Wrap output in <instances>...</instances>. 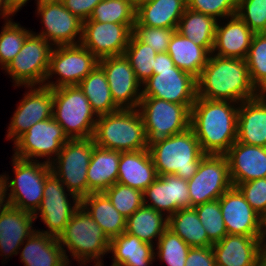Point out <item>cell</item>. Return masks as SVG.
<instances>
[{
	"instance_id": "38",
	"label": "cell",
	"mask_w": 266,
	"mask_h": 266,
	"mask_svg": "<svg viewBox=\"0 0 266 266\" xmlns=\"http://www.w3.org/2000/svg\"><path fill=\"white\" fill-rule=\"evenodd\" d=\"M85 21L125 24L132 31L136 22V9L128 0H102Z\"/></svg>"
},
{
	"instance_id": "30",
	"label": "cell",
	"mask_w": 266,
	"mask_h": 266,
	"mask_svg": "<svg viewBox=\"0 0 266 266\" xmlns=\"http://www.w3.org/2000/svg\"><path fill=\"white\" fill-rule=\"evenodd\" d=\"M109 253L116 266H150L157 258L154 245L126 232L110 240Z\"/></svg>"
},
{
	"instance_id": "48",
	"label": "cell",
	"mask_w": 266,
	"mask_h": 266,
	"mask_svg": "<svg viewBox=\"0 0 266 266\" xmlns=\"http://www.w3.org/2000/svg\"><path fill=\"white\" fill-rule=\"evenodd\" d=\"M236 187L250 206L264 218L266 216V178L240 183Z\"/></svg>"
},
{
	"instance_id": "55",
	"label": "cell",
	"mask_w": 266,
	"mask_h": 266,
	"mask_svg": "<svg viewBox=\"0 0 266 266\" xmlns=\"http://www.w3.org/2000/svg\"><path fill=\"white\" fill-rule=\"evenodd\" d=\"M255 266H266V249L258 256Z\"/></svg>"
},
{
	"instance_id": "16",
	"label": "cell",
	"mask_w": 266,
	"mask_h": 266,
	"mask_svg": "<svg viewBox=\"0 0 266 266\" xmlns=\"http://www.w3.org/2000/svg\"><path fill=\"white\" fill-rule=\"evenodd\" d=\"M36 6V14L41 16V23L44 25V29L36 35L46 39L54 47L80 44L83 21L66 9L62 2Z\"/></svg>"
},
{
	"instance_id": "58",
	"label": "cell",
	"mask_w": 266,
	"mask_h": 266,
	"mask_svg": "<svg viewBox=\"0 0 266 266\" xmlns=\"http://www.w3.org/2000/svg\"><path fill=\"white\" fill-rule=\"evenodd\" d=\"M263 239L266 246V216L263 218Z\"/></svg>"
},
{
	"instance_id": "41",
	"label": "cell",
	"mask_w": 266,
	"mask_h": 266,
	"mask_svg": "<svg viewBox=\"0 0 266 266\" xmlns=\"http://www.w3.org/2000/svg\"><path fill=\"white\" fill-rule=\"evenodd\" d=\"M249 77L259 93H266V38L255 33L246 57Z\"/></svg>"
},
{
	"instance_id": "45",
	"label": "cell",
	"mask_w": 266,
	"mask_h": 266,
	"mask_svg": "<svg viewBox=\"0 0 266 266\" xmlns=\"http://www.w3.org/2000/svg\"><path fill=\"white\" fill-rule=\"evenodd\" d=\"M237 7L238 0H187L188 9L210 15L216 20L236 15Z\"/></svg>"
},
{
	"instance_id": "5",
	"label": "cell",
	"mask_w": 266,
	"mask_h": 266,
	"mask_svg": "<svg viewBox=\"0 0 266 266\" xmlns=\"http://www.w3.org/2000/svg\"><path fill=\"white\" fill-rule=\"evenodd\" d=\"M92 138L101 148L121 152L144 150L149 146L138 109H119L98 116Z\"/></svg>"
},
{
	"instance_id": "35",
	"label": "cell",
	"mask_w": 266,
	"mask_h": 266,
	"mask_svg": "<svg viewBox=\"0 0 266 266\" xmlns=\"http://www.w3.org/2000/svg\"><path fill=\"white\" fill-rule=\"evenodd\" d=\"M79 88L89 100L97 116L119 110L111 95V90L103 69L97 65L79 84Z\"/></svg>"
},
{
	"instance_id": "9",
	"label": "cell",
	"mask_w": 266,
	"mask_h": 266,
	"mask_svg": "<svg viewBox=\"0 0 266 266\" xmlns=\"http://www.w3.org/2000/svg\"><path fill=\"white\" fill-rule=\"evenodd\" d=\"M192 105L142 97L137 109L143 119L148 142L186 131L190 127Z\"/></svg>"
},
{
	"instance_id": "26",
	"label": "cell",
	"mask_w": 266,
	"mask_h": 266,
	"mask_svg": "<svg viewBox=\"0 0 266 266\" xmlns=\"http://www.w3.org/2000/svg\"><path fill=\"white\" fill-rule=\"evenodd\" d=\"M237 141L266 147V93L239 104Z\"/></svg>"
},
{
	"instance_id": "8",
	"label": "cell",
	"mask_w": 266,
	"mask_h": 266,
	"mask_svg": "<svg viewBox=\"0 0 266 266\" xmlns=\"http://www.w3.org/2000/svg\"><path fill=\"white\" fill-rule=\"evenodd\" d=\"M95 146L92 137L69 139L50 164L51 171L80 200L88 196L87 171Z\"/></svg>"
},
{
	"instance_id": "12",
	"label": "cell",
	"mask_w": 266,
	"mask_h": 266,
	"mask_svg": "<svg viewBox=\"0 0 266 266\" xmlns=\"http://www.w3.org/2000/svg\"><path fill=\"white\" fill-rule=\"evenodd\" d=\"M65 188L52 171L46 176L43 199L34 218L36 220L40 217L48 230H38L39 232L58 238L65 231L75 210L81 205L80 199Z\"/></svg>"
},
{
	"instance_id": "7",
	"label": "cell",
	"mask_w": 266,
	"mask_h": 266,
	"mask_svg": "<svg viewBox=\"0 0 266 266\" xmlns=\"http://www.w3.org/2000/svg\"><path fill=\"white\" fill-rule=\"evenodd\" d=\"M53 118L69 139L93 137L98 116L78 85L53 89Z\"/></svg>"
},
{
	"instance_id": "36",
	"label": "cell",
	"mask_w": 266,
	"mask_h": 266,
	"mask_svg": "<svg viewBox=\"0 0 266 266\" xmlns=\"http://www.w3.org/2000/svg\"><path fill=\"white\" fill-rule=\"evenodd\" d=\"M167 228L180 236L190 247H211L213 245L193 207L179 209L170 215Z\"/></svg>"
},
{
	"instance_id": "60",
	"label": "cell",
	"mask_w": 266,
	"mask_h": 266,
	"mask_svg": "<svg viewBox=\"0 0 266 266\" xmlns=\"http://www.w3.org/2000/svg\"><path fill=\"white\" fill-rule=\"evenodd\" d=\"M69 264H70V263L68 262L65 266H70ZM80 265H81V266H85L86 264H82V263H81ZM94 266H104V264H103V265L95 264Z\"/></svg>"
},
{
	"instance_id": "34",
	"label": "cell",
	"mask_w": 266,
	"mask_h": 266,
	"mask_svg": "<svg viewBox=\"0 0 266 266\" xmlns=\"http://www.w3.org/2000/svg\"><path fill=\"white\" fill-rule=\"evenodd\" d=\"M168 218L161 212L143 205L126 219L125 232L154 245L167 229Z\"/></svg>"
},
{
	"instance_id": "43",
	"label": "cell",
	"mask_w": 266,
	"mask_h": 266,
	"mask_svg": "<svg viewBox=\"0 0 266 266\" xmlns=\"http://www.w3.org/2000/svg\"><path fill=\"white\" fill-rule=\"evenodd\" d=\"M126 219L144 205L143 192L116 182L103 192Z\"/></svg>"
},
{
	"instance_id": "32",
	"label": "cell",
	"mask_w": 266,
	"mask_h": 266,
	"mask_svg": "<svg viewBox=\"0 0 266 266\" xmlns=\"http://www.w3.org/2000/svg\"><path fill=\"white\" fill-rule=\"evenodd\" d=\"M80 203L102 228L109 240L125 232L126 218L114 208L103 192L91 193L83 197Z\"/></svg>"
},
{
	"instance_id": "61",
	"label": "cell",
	"mask_w": 266,
	"mask_h": 266,
	"mask_svg": "<svg viewBox=\"0 0 266 266\" xmlns=\"http://www.w3.org/2000/svg\"><path fill=\"white\" fill-rule=\"evenodd\" d=\"M0 67H2L1 69L5 70V68L2 66V64L0 63Z\"/></svg>"
},
{
	"instance_id": "39",
	"label": "cell",
	"mask_w": 266,
	"mask_h": 266,
	"mask_svg": "<svg viewBox=\"0 0 266 266\" xmlns=\"http://www.w3.org/2000/svg\"><path fill=\"white\" fill-rule=\"evenodd\" d=\"M156 54L157 52L150 45L141 42L133 33L131 34L124 55L141 84L153 75Z\"/></svg>"
},
{
	"instance_id": "2",
	"label": "cell",
	"mask_w": 266,
	"mask_h": 266,
	"mask_svg": "<svg viewBox=\"0 0 266 266\" xmlns=\"http://www.w3.org/2000/svg\"><path fill=\"white\" fill-rule=\"evenodd\" d=\"M260 93L252 85L246 60L223 58L210 53L197 78V97L242 103Z\"/></svg>"
},
{
	"instance_id": "49",
	"label": "cell",
	"mask_w": 266,
	"mask_h": 266,
	"mask_svg": "<svg viewBox=\"0 0 266 266\" xmlns=\"http://www.w3.org/2000/svg\"><path fill=\"white\" fill-rule=\"evenodd\" d=\"M185 266H216L211 247H191L187 253Z\"/></svg>"
},
{
	"instance_id": "4",
	"label": "cell",
	"mask_w": 266,
	"mask_h": 266,
	"mask_svg": "<svg viewBox=\"0 0 266 266\" xmlns=\"http://www.w3.org/2000/svg\"><path fill=\"white\" fill-rule=\"evenodd\" d=\"M58 240L70 264L71 261L66 254L68 250L71 258L73 256L78 264L94 261V264L103 265L102 259L109 253L110 240L82 205L75 210Z\"/></svg>"
},
{
	"instance_id": "18",
	"label": "cell",
	"mask_w": 266,
	"mask_h": 266,
	"mask_svg": "<svg viewBox=\"0 0 266 266\" xmlns=\"http://www.w3.org/2000/svg\"><path fill=\"white\" fill-rule=\"evenodd\" d=\"M98 65L106 75L115 104L120 109H137L142 98V84L125 55L100 59Z\"/></svg>"
},
{
	"instance_id": "20",
	"label": "cell",
	"mask_w": 266,
	"mask_h": 266,
	"mask_svg": "<svg viewBox=\"0 0 266 266\" xmlns=\"http://www.w3.org/2000/svg\"><path fill=\"white\" fill-rule=\"evenodd\" d=\"M219 203L227 234L263 236V218L237 187L227 190L219 198Z\"/></svg>"
},
{
	"instance_id": "21",
	"label": "cell",
	"mask_w": 266,
	"mask_h": 266,
	"mask_svg": "<svg viewBox=\"0 0 266 266\" xmlns=\"http://www.w3.org/2000/svg\"><path fill=\"white\" fill-rule=\"evenodd\" d=\"M143 197L145 206L163 213L167 218L179 209L191 208L187 180L174 174L158 176L145 189Z\"/></svg>"
},
{
	"instance_id": "17",
	"label": "cell",
	"mask_w": 266,
	"mask_h": 266,
	"mask_svg": "<svg viewBox=\"0 0 266 266\" xmlns=\"http://www.w3.org/2000/svg\"><path fill=\"white\" fill-rule=\"evenodd\" d=\"M29 89L12 115L6 139L16 141L34 124L53 117V89L45 86H26Z\"/></svg>"
},
{
	"instance_id": "28",
	"label": "cell",
	"mask_w": 266,
	"mask_h": 266,
	"mask_svg": "<svg viewBox=\"0 0 266 266\" xmlns=\"http://www.w3.org/2000/svg\"><path fill=\"white\" fill-rule=\"evenodd\" d=\"M21 246H24L20 253L24 266H65L68 263L58 238L38 230H35Z\"/></svg>"
},
{
	"instance_id": "59",
	"label": "cell",
	"mask_w": 266,
	"mask_h": 266,
	"mask_svg": "<svg viewBox=\"0 0 266 266\" xmlns=\"http://www.w3.org/2000/svg\"><path fill=\"white\" fill-rule=\"evenodd\" d=\"M258 33L266 38V21L263 28Z\"/></svg>"
},
{
	"instance_id": "40",
	"label": "cell",
	"mask_w": 266,
	"mask_h": 266,
	"mask_svg": "<svg viewBox=\"0 0 266 266\" xmlns=\"http://www.w3.org/2000/svg\"><path fill=\"white\" fill-rule=\"evenodd\" d=\"M4 20L5 23L0 32V63L6 68L19 53L32 31L22 27L20 23L12 21V17Z\"/></svg>"
},
{
	"instance_id": "51",
	"label": "cell",
	"mask_w": 266,
	"mask_h": 266,
	"mask_svg": "<svg viewBox=\"0 0 266 266\" xmlns=\"http://www.w3.org/2000/svg\"><path fill=\"white\" fill-rule=\"evenodd\" d=\"M179 69L174 65L171 56L167 52L157 53L153 70Z\"/></svg>"
},
{
	"instance_id": "47",
	"label": "cell",
	"mask_w": 266,
	"mask_h": 266,
	"mask_svg": "<svg viewBox=\"0 0 266 266\" xmlns=\"http://www.w3.org/2000/svg\"><path fill=\"white\" fill-rule=\"evenodd\" d=\"M175 29L157 28L134 24L132 33L143 43L150 45L157 53L166 52Z\"/></svg>"
},
{
	"instance_id": "1",
	"label": "cell",
	"mask_w": 266,
	"mask_h": 266,
	"mask_svg": "<svg viewBox=\"0 0 266 266\" xmlns=\"http://www.w3.org/2000/svg\"><path fill=\"white\" fill-rule=\"evenodd\" d=\"M238 107L231 101L196 98L191 107L190 128L204 154L225 155L237 141Z\"/></svg>"
},
{
	"instance_id": "15",
	"label": "cell",
	"mask_w": 266,
	"mask_h": 266,
	"mask_svg": "<svg viewBox=\"0 0 266 266\" xmlns=\"http://www.w3.org/2000/svg\"><path fill=\"white\" fill-rule=\"evenodd\" d=\"M142 97L164 99L176 104H194L197 78L181 69L153 70V75L142 84Z\"/></svg>"
},
{
	"instance_id": "56",
	"label": "cell",
	"mask_w": 266,
	"mask_h": 266,
	"mask_svg": "<svg viewBox=\"0 0 266 266\" xmlns=\"http://www.w3.org/2000/svg\"><path fill=\"white\" fill-rule=\"evenodd\" d=\"M128 1L137 10L141 5L147 3L149 0H128Z\"/></svg>"
},
{
	"instance_id": "54",
	"label": "cell",
	"mask_w": 266,
	"mask_h": 266,
	"mask_svg": "<svg viewBox=\"0 0 266 266\" xmlns=\"http://www.w3.org/2000/svg\"><path fill=\"white\" fill-rule=\"evenodd\" d=\"M29 0H7L8 4L18 12Z\"/></svg>"
},
{
	"instance_id": "13",
	"label": "cell",
	"mask_w": 266,
	"mask_h": 266,
	"mask_svg": "<svg viewBox=\"0 0 266 266\" xmlns=\"http://www.w3.org/2000/svg\"><path fill=\"white\" fill-rule=\"evenodd\" d=\"M68 140L62 126L51 117L34 124L14 142L13 156L33 161L46 157L44 162L51 164Z\"/></svg>"
},
{
	"instance_id": "10",
	"label": "cell",
	"mask_w": 266,
	"mask_h": 266,
	"mask_svg": "<svg viewBox=\"0 0 266 266\" xmlns=\"http://www.w3.org/2000/svg\"><path fill=\"white\" fill-rule=\"evenodd\" d=\"M52 50L53 46L33 31L4 70L12 77L13 86H44Z\"/></svg>"
},
{
	"instance_id": "6",
	"label": "cell",
	"mask_w": 266,
	"mask_h": 266,
	"mask_svg": "<svg viewBox=\"0 0 266 266\" xmlns=\"http://www.w3.org/2000/svg\"><path fill=\"white\" fill-rule=\"evenodd\" d=\"M12 166L15 178L10 181V176L3 174L8 204L34 215L41 205L46 176L51 172V166L44 160H25L15 156H12Z\"/></svg>"
},
{
	"instance_id": "42",
	"label": "cell",
	"mask_w": 266,
	"mask_h": 266,
	"mask_svg": "<svg viewBox=\"0 0 266 266\" xmlns=\"http://www.w3.org/2000/svg\"><path fill=\"white\" fill-rule=\"evenodd\" d=\"M154 256L168 266H185L191 248L180 236L166 229L159 238Z\"/></svg>"
},
{
	"instance_id": "31",
	"label": "cell",
	"mask_w": 266,
	"mask_h": 266,
	"mask_svg": "<svg viewBox=\"0 0 266 266\" xmlns=\"http://www.w3.org/2000/svg\"><path fill=\"white\" fill-rule=\"evenodd\" d=\"M187 8V0H149L136 10V21L143 26L177 30Z\"/></svg>"
},
{
	"instance_id": "29",
	"label": "cell",
	"mask_w": 266,
	"mask_h": 266,
	"mask_svg": "<svg viewBox=\"0 0 266 266\" xmlns=\"http://www.w3.org/2000/svg\"><path fill=\"white\" fill-rule=\"evenodd\" d=\"M121 151L95 146L88 171V195L102 193L114 185L118 179Z\"/></svg>"
},
{
	"instance_id": "25",
	"label": "cell",
	"mask_w": 266,
	"mask_h": 266,
	"mask_svg": "<svg viewBox=\"0 0 266 266\" xmlns=\"http://www.w3.org/2000/svg\"><path fill=\"white\" fill-rule=\"evenodd\" d=\"M34 215L7 205L0 211V255L9 259L17 255L24 241L36 230Z\"/></svg>"
},
{
	"instance_id": "22",
	"label": "cell",
	"mask_w": 266,
	"mask_h": 266,
	"mask_svg": "<svg viewBox=\"0 0 266 266\" xmlns=\"http://www.w3.org/2000/svg\"><path fill=\"white\" fill-rule=\"evenodd\" d=\"M212 249L216 266H255L266 246L263 236L227 234Z\"/></svg>"
},
{
	"instance_id": "52",
	"label": "cell",
	"mask_w": 266,
	"mask_h": 266,
	"mask_svg": "<svg viewBox=\"0 0 266 266\" xmlns=\"http://www.w3.org/2000/svg\"><path fill=\"white\" fill-rule=\"evenodd\" d=\"M8 205L7 199V190H6V183L5 178L1 174L0 175V211L3 210Z\"/></svg>"
},
{
	"instance_id": "57",
	"label": "cell",
	"mask_w": 266,
	"mask_h": 266,
	"mask_svg": "<svg viewBox=\"0 0 266 266\" xmlns=\"http://www.w3.org/2000/svg\"><path fill=\"white\" fill-rule=\"evenodd\" d=\"M35 1H37L36 2L37 5H42V4H46V3L62 2V0H35Z\"/></svg>"
},
{
	"instance_id": "50",
	"label": "cell",
	"mask_w": 266,
	"mask_h": 266,
	"mask_svg": "<svg viewBox=\"0 0 266 266\" xmlns=\"http://www.w3.org/2000/svg\"><path fill=\"white\" fill-rule=\"evenodd\" d=\"M102 0H62L66 9L72 14L76 15L80 20L85 21L89 19L93 9Z\"/></svg>"
},
{
	"instance_id": "3",
	"label": "cell",
	"mask_w": 266,
	"mask_h": 266,
	"mask_svg": "<svg viewBox=\"0 0 266 266\" xmlns=\"http://www.w3.org/2000/svg\"><path fill=\"white\" fill-rule=\"evenodd\" d=\"M148 149L158 176L174 174L187 181L198 171L205 155L190 127L182 133L150 142Z\"/></svg>"
},
{
	"instance_id": "23",
	"label": "cell",
	"mask_w": 266,
	"mask_h": 266,
	"mask_svg": "<svg viewBox=\"0 0 266 266\" xmlns=\"http://www.w3.org/2000/svg\"><path fill=\"white\" fill-rule=\"evenodd\" d=\"M232 185L266 178V147L236 141L225 154Z\"/></svg>"
},
{
	"instance_id": "46",
	"label": "cell",
	"mask_w": 266,
	"mask_h": 266,
	"mask_svg": "<svg viewBox=\"0 0 266 266\" xmlns=\"http://www.w3.org/2000/svg\"><path fill=\"white\" fill-rule=\"evenodd\" d=\"M236 15L258 33L266 21V0H238Z\"/></svg>"
},
{
	"instance_id": "27",
	"label": "cell",
	"mask_w": 266,
	"mask_h": 266,
	"mask_svg": "<svg viewBox=\"0 0 266 266\" xmlns=\"http://www.w3.org/2000/svg\"><path fill=\"white\" fill-rule=\"evenodd\" d=\"M158 177L149 149L121 152L117 182L142 192Z\"/></svg>"
},
{
	"instance_id": "14",
	"label": "cell",
	"mask_w": 266,
	"mask_h": 266,
	"mask_svg": "<svg viewBox=\"0 0 266 266\" xmlns=\"http://www.w3.org/2000/svg\"><path fill=\"white\" fill-rule=\"evenodd\" d=\"M191 208L219 199L233 185L225 155L205 154L198 171L187 181Z\"/></svg>"
},
{
	"instance_id": "33",
	"label": "cell",
	"mask_w": 266,
	"mask_h": 266,
	"mask_svg": "<svg viewBox=\"0 0 266 266\" xmlns=\"http://www.w3.org/2000/svg\"><path fill=\"white\" fill-rule=\"evenodd\" d=\"M174 65L198 78L205 67L210 53L202 46L195 44L177 30L171 36L167 51Z\"/></svg>"
},
{
	"instance_id": "53",
	"label": "cell",
	"mask_w": 266,
	"mask_h": 266,
	"mask_svg": "<svg viewBox=\"0 0 266 266\" xmlns=\"http://www.w3.org/2000/svg\"><path fill=\"white\" fill-rule=\"evenodd\" d=\"M17 12L8 4L7 0H0V18L12 17Z\"/></svg>"
},
{
	"instance_id": "37",
	"label": "cell",
	"mask_w": 266,
	"mask_h": 266,
	"mask_svg": "<svg viewBox=\"0 0 266 266\" xmlns=\"http://www.w3.org/2000/svg\"><path fill=\"white\" fill-rule=\"evenodd\" d=\"M217 21L214 17L186 8L177 31L195 44L212 52Z\"/></svg>"
},
{
	"instance_id": "24",
	"label": "cell",
	"mask_w": 266,
	"mask_h": 266,
	"mask_svg": "<svg viewBox=\"0 0 266 266\" xmlns=\"http://www.w3.org/2000/svg\"><path fill=\"white\" fill-rule=\"evenodd\" d=\"M226 20L223 24L221 20L217 21L211 53L223 58L245 60L255 33L237 15Z\"/></svg>"
},
{
	"instance_id": "44",
	"label": "cell",
	"mask_w": 266,
	"mask_h": 266,
	"mask_svg": "<svg viewBox=\"0 0 266 266\" xmlns=\"http://www.w3.org/2000/svg\"><path fill=\"white\" fill-rule=\"evenodd\" d=\"M193 208L207 232L208 239L213 244L221 241L227 235L219 199L199 204Z\"/></svg>"
},
{
	"instance_id": "19",
	"label": "cell",
	"mask_w": 266,
	"mask_h": 266,
	"mask_svg": "<svg viewBox=\"0 0 266 266\" xmlns=\"http://www.w3.org/2000/svg\"><path fill=\"white\" fill-rule=\"evenodd\" d=\"M131 34L125 24L83 21L80 44L100 60L124 55Z\"/></svg>"
},
{
	"instance_id": "11",
	"label": "cell",
	"mask_w": 266,
	"mask_h": 266,
	"mask_svg": "<svg viewBox=\"0 0 266 266\" xmlns=\"http://www.w3.org/2000/svg\"><path fill=\"white\" fill-rule=\"evenodd\" d=\"M98 64L99 60L81 44L55 46L44 86L55 89L78 85ZM54 75L56 81H49Z\"/></svg>"
}]
</instances>
